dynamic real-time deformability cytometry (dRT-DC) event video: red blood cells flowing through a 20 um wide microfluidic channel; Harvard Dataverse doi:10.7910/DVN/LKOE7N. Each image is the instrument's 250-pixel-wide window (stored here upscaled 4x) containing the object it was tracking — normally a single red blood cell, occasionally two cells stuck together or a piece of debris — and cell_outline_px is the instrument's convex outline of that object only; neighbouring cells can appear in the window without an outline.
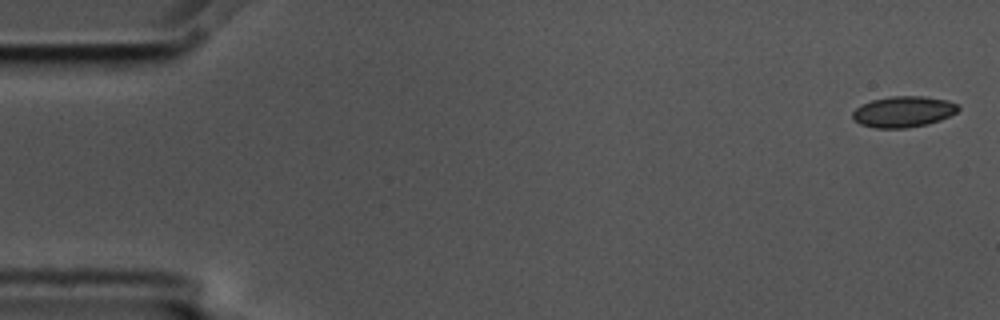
{"species": "common noctule bat (a hibernating species)", "species_latin": "Nyctalus noctula", "temperature_condition": "cold", "stored_images_in_passage": 6, "segment_of_instrument_passage": [1, 2], "camera_frame_rate_fps": 3000, "um_per_image_px": 0.085, "animal": {"sex": "male", "body_mass_g": 17.5, "forearm_length_mm": 52.3}, "frame": {"image": 1, "passage_image": 1, "time_ms": 0.0, "image_size_px": [1000, 320], "cell_outline_px": [[960, 108], [956, 112], [940, 120], [928, 124], [908, 128], [876, 128], [860, 124], [852, 116], [852, 112], [856, 108], [872, 100], [892, 96], [924, 96], [948, 100], [956, 104]], "centroid_in_image_um": [76.8, 9.5], "position_along_channel_um": 8.2, "area_um2": 18.96}}